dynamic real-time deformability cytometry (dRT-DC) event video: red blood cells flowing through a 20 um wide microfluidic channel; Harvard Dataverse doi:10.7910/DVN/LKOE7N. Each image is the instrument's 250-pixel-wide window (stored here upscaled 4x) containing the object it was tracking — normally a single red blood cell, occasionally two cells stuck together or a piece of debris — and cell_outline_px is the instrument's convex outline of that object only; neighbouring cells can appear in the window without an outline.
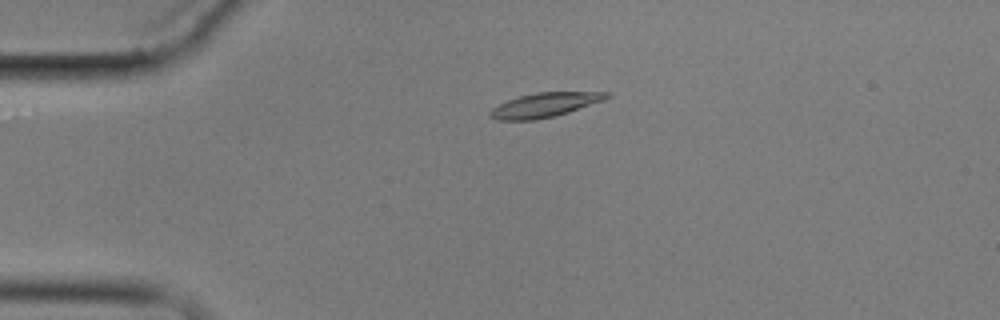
{"species": "common noctule bat (a hibernating species)", "species_latin": "Nyctalus noctula", "temperature_condition": "cold", "stored_images_in_passage": 5, "camera_frame_rate_fps": 3000, "um_per_image_px": 0.085, "animal": {"sex": "male", "body_mass_g": 17.9}, "frame": {"image": 1, "passage_image": 3, "time_ms": 3.333, "image_size_px": [1000, 320], "cell_outline_px": [[612, 96], [604, 100], [568, 112], [536, 120], [496, 120], [488, 116], [488, 112], [492, 108], [508, 100], [520, 96], [536, 92], [612, 92]], "centroid_in_image_um": [46.3, 8.92], "position_along_channel_um": 38.7, "area_um2": 16.47}}